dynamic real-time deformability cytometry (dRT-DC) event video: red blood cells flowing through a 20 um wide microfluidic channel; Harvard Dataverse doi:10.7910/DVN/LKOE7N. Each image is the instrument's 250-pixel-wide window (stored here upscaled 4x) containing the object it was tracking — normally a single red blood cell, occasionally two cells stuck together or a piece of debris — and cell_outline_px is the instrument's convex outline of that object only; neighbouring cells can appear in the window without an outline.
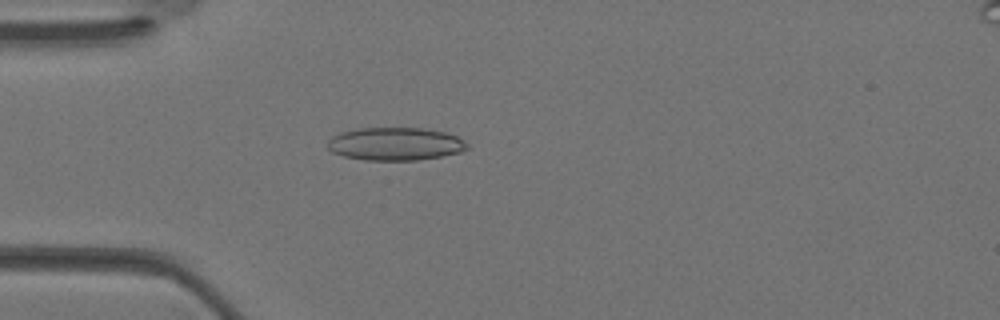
{"species": "Egyptian fruit bat (a non-hibernating species)", "species_latin": "Rousettus aegyptiacus", "temperature_condition": "warm", "stored_images_in_passage": 35, "camera_frame_rate_fps": 3000, "um_per_image_px": 0.085, "animal": {"sex": "female"}, "frame": {"image": 1, "passage_image": 10, "time_ms": 3.0, "image_size_px": [1000, 320], "cell_outline_px": [[468, 148], [460, 152], [440, 156], [416, 160], [364, 160], [344, 156], [332, 152], [328, 148], [328, 140], [332, 136], [340, 132], [360, 128], [424, 128], [444, 132], [456, 136], [468, 144]], "centroid_in_image_um": [33.57, 12.23], "position_along_channel_um": 51.4, "area_um2": 26.7}}
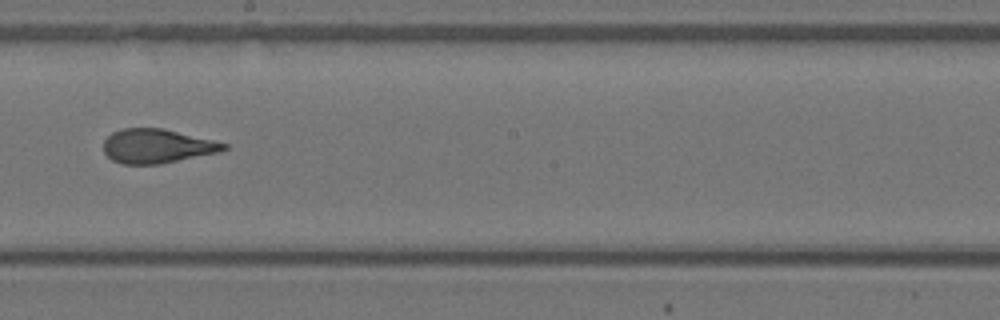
{"frame": {"image": 2, "passage_image": 20, "time_ms": 6.333, "image_size_px": [1000, 320], "cell_outline_px": [[228, 148], [220, 152], [160, 164], [120, 164], [112, 160], [104, 152], [104, 140], [112, 132], [120, 128], [164, 128], [228, 144]], "centroid_in_image_um": [13.33, 12.42], "position_along_channel_um": 234.9, "area_um2": 23.99}}
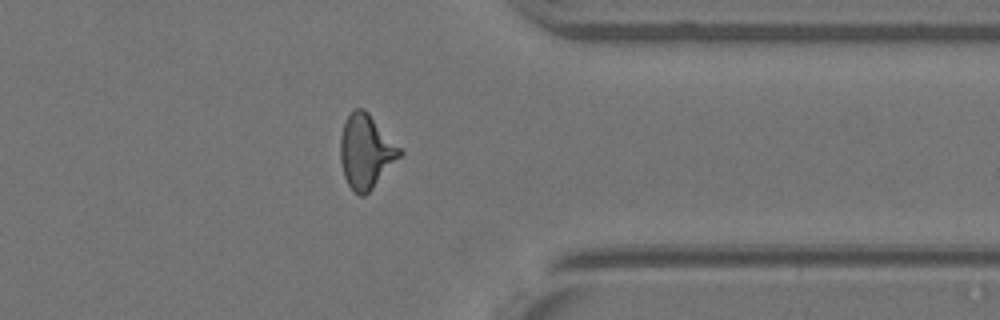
{"frame": {"image": 3, "passage_image": 28, "time_ms": 9.0, "image_size_px": [1000, 320], "cell_outline_px": [[404, 152], [372, 188], [364, 196], [360, 196], [348, 184], [344, 176], [340, 160], [340, 136], [344, 120], [356, 108], [364, 108], [368, 112]], "centroid_in_image_um": [31.08, 12.85], "position_along_channel_um": 380.3, "area_um2": 25.26}}